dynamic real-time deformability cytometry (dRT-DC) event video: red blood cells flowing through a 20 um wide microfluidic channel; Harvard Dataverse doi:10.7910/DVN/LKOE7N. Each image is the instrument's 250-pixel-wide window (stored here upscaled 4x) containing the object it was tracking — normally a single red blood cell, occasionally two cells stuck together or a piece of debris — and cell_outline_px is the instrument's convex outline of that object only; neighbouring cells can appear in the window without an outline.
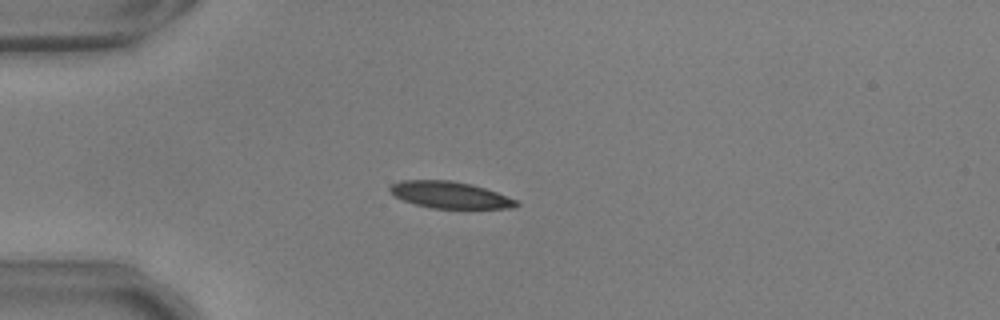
{"species": "common noctule bat (a hibernating species)", "species_latin": "Nyctalus noctula", "temperature_condition": "warm", "stored_images_in_passage": 41, "camera_frame_rate_fps": 3000, "um_per_image_px": 0.085, "animal": {"sex": "male", "body_mass_g": 17.9, "forearm_length_mm": 54.2}, "frame": {"image": 1, "passage_image": 1, "time_ms": 0.0, "image_size_px": [1000, 320], "cell_outline_px": [[520, 204], [512, 208], [432, 208], [416, 204], [404, 200], [388, 192], [388, 184], [400, 180], [452, 180], [472, 184], [496, 192], [516, 200]], "centroid_in_image_um": [38.18, 16.55], "position_along_channel_um": 46.8, "area_um2": 19.65}}
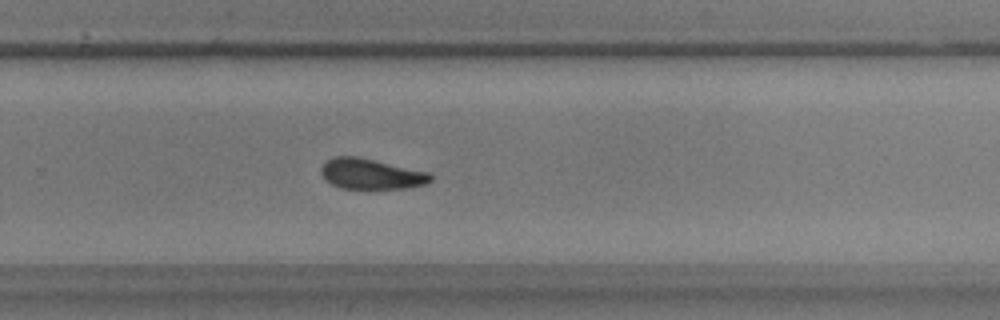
{"frame": {"image": 2, "passage_image": 23, "time_ms": 7.333, "image_size_px": [1000, 320], "cell_outline_px": [[432, 180], [424, 184], [404, 188], [340, 188], [324, 180], [320, 172], [320, 168], [332, 156], [356, 156], [428, 172], [432, 176]], "centroid_in_image_um": [31.49, 14.78], "position_along_channel_um": 298.3, "area_um2": 19.25}}
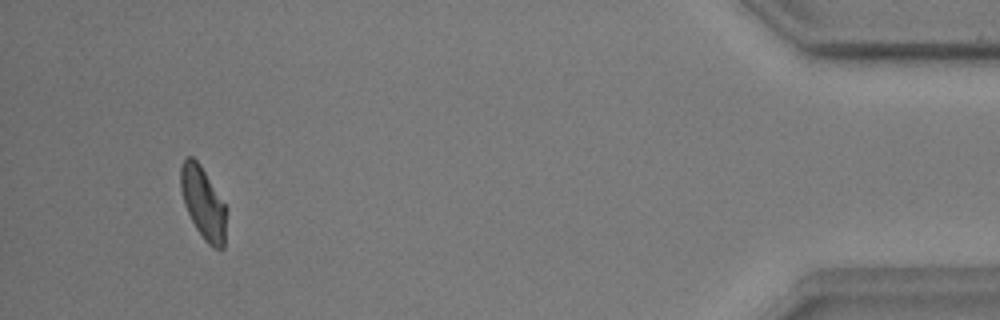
{"frame": {"image": 3, "passage_image": 38, "time_ms": 12.333, "image_size_px": [1000, 320], "cell_outline_px": [[228, 208], [224, 248], [212, 248], [204, 240], [196, 228], [184, 204], [180, 188], [180, 168], [184, 160], [188, 156], [192, 156], [200, 164]], "centroid_in_image_um": [17.3, 17.27], "position_along_channel_um": 417.9, "area_um2": 19.42}, "authors_computed_cell_mechanics": {"area_um2": 20.2878, "velocity_mm_per_s": 3.7023, "shape_relaxation_time_tau1_ms": 6.5486, "shape_relaxation_time_tau2_ms": 3.395, "deformation_change_tau1": 0.1531, "deformation_change_tau2": 0.0987}}